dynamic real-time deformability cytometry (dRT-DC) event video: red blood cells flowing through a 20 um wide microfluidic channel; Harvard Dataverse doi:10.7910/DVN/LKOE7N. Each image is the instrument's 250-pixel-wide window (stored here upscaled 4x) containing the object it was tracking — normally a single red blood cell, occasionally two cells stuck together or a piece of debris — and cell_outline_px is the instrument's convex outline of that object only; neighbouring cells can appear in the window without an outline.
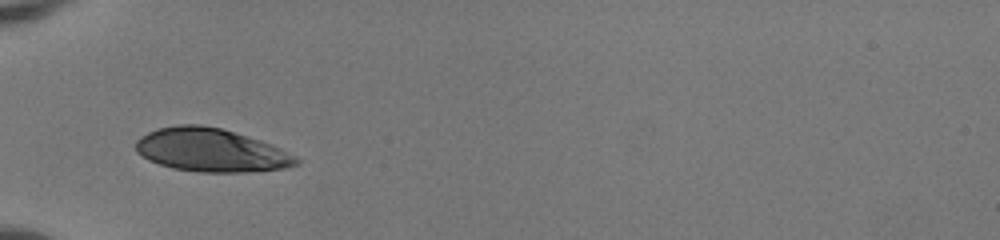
{"species": "human", "species_latin": "Homo sapiens", "temperature_condition": "room temperature", "stored_images_in_passage": 29, "camera_frame_rate_fps": 3000, "um_per_image_px": 0.085, "donor": {"sex": "female"}, "frame": {"image": 1, "passage_image": 1, "time_ms": 0.0, "image_size_px": [1000, 240], "cell_outline_px": [[300, 164], [284, 168], [248, 172], [200, 172], [172, 168], [148, 160], [136, 152], [136, 140], [140, 136], [156, 128], [176, 124], [200, 124], [220, 128], [260, 140], [272, 144], [296, 156], [300, 160]], "centroid_in_image_um": [17.92, 12.76], "position_along_channel_um": 67.1, "area_um2": 40.63}}
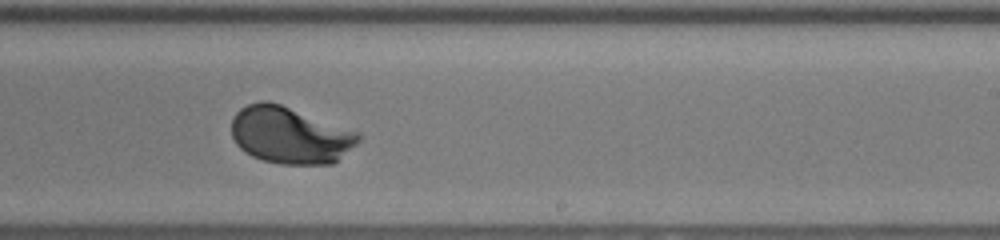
{"frame": {"image": 2, "passage_image": 16, "time_ms": 5.0, "image_size_px": [1000, 240], "cell_outline_px": [[360, 140], [356, 144], [332, 164], [280, 164], [264, 160], [252, 156], [244, 152], [236, 144], [232, 136], [232, 120], [236, 112], [240, 108], [248, 104], [260, 100], [268, 100], [280, 104], [360, 132]], "centroid_in_image_um": [24.63, 11.48], "position_along_channel_um": 264.4, "area_um2": 42.02}}
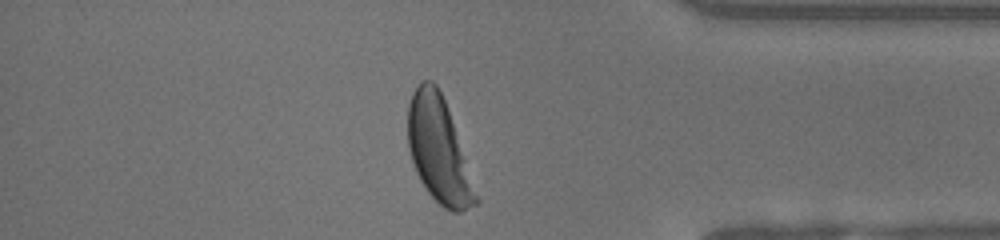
{"frame": {"image": 3, "passage_image": 27, "time_ms": 8.667, "image_size_px": [1000, 240], "cell_outline_px": [[480, 200], [476, 204], [460, 212], [452, 212], [444, 208], [428, 192], [420, 180], [416, 172], [408, 148], [408, 104], [412, 92], [420, 80], [432, 80], [436, 84], [444, 100]], "centroid_in_image_um": [37.27, 12.76], "position_along_channel_um": 397.9, "area_um2": 41.04}, "authors_computed_cell_mechanics": {"area_um2": 41.8472, "velocity_mm_per_s": 4.0545, "shape_relaxation_time_tau1_ms": 2.0015, "shape_relaxation_time_tau2_ms": null, "deformation_change_tau1": 0.166, "deformation_change_tau2": null}}